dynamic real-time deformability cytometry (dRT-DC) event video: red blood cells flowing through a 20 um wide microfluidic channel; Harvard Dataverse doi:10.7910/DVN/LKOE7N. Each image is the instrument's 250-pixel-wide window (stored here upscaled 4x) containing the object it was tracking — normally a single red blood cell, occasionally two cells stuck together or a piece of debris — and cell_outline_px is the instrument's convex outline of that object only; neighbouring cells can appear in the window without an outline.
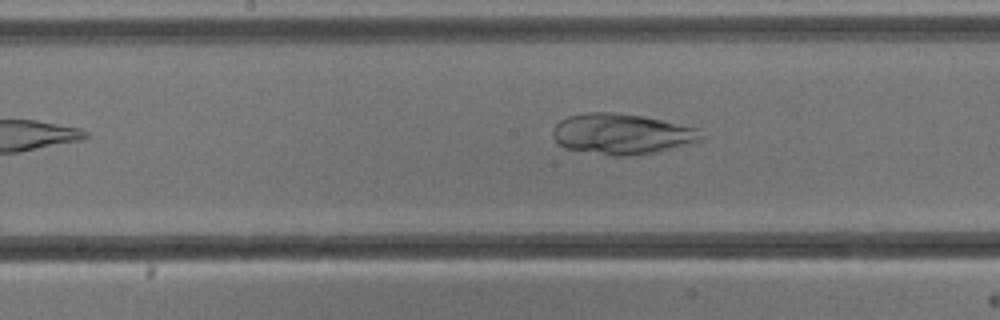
{"species": "common noctule bat (a hibernating species)", "species_latin": "Nyctalus noctula", "temperature_condition": "cold", "stored_images_in_passage": 6, "camera_frame_rate_fps": 3000, "um_per_image_px": 0.085, "animal": {"sex": "male", "body_mass_g": 13.3}, "frame": {"image": 1, "passage_image": 6, "time_ms": 6.0, "image_size_px": [1000, 320], "cell_outline_px": [[704, 136], [700, 140], [656, 152], [636, 156], [616, 156], [564, 148], [552, 136], [552, 128], [560, 120], [568, 116], [588, 112], [612, 112], [644, 116], [696, 128]], "centroid_in_image_um": [52.8, 11.38], "position_along_channel_um": 195.4, "area_um2": 34.91}}